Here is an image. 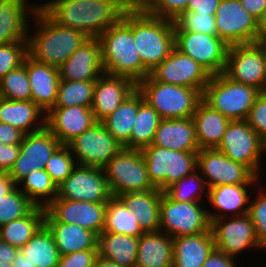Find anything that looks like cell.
Returning a JSON list of instances; mask_svg holds the SVG:
<instances>
[{
    "mask_svg": "<svg viewBox=\"0 0 266 267\" xmlns=\"http://www.w3.org/2000/svg\"><path fill=\"white\" fill-rule=\"evenodd\" d=\"M40 7L59 25L98 38L125 13L122 0H49Z\"/></svg>",
    "mask_w": 266,
    "mask_h": 267,
    "instance_id": "6da1fadb",
    "label": "cell"
},
{
    "mask_svg": "<svg viewBox=\"0 0 266 267\" xmlns=\"http://www.w3.org/2000/svg\"><path fill=\"white\" fill-rule=\"evenodd\" d=\"M33 35H28V55L35 61L59 68L89 37L80 30L54 21L41 7L33 18Z\"/></svg>",
    "mask_w": 266,
    "mask_h": 267,
    "instance_id": "7a4b0ae2",
    "label": "cell"
},
{
    "mask_svg": "<svg viewBox=\"0 0 266 267\" xmlns=\"http://www.w3.org/2000/svg\"><path fill=\"white\" fill-rule=\"evenodd\" d=\"M121 20L132 30L136 51L149 72L175 48L173 21L148 12H125Z\"/></svg>",
    "mask_w": 266,
    "mask_h": 267,
    "instance_id": "3957f363",
    "label": "cell"
},
{
    "mask_svg": "<svg viewBox=\"0 0 266 267\" xmlns=\"http://www.w3.org/2000/svg\"><path fill=\"white\" fill-rule=\"evenodd\" d=\"M98 40L106 74L128 77L136 84L150 75L136 51L132 30L122 20L105 30Z\"/></svg>",
    "mask_w": 266,
    "mask_h": 267,
    "instance_id": "277c9868",
    "label": "cell"
},
{
    "mask_svg": "<svg viewBox=\"0 0 266 267\" xmlns=\"http://www.w3.org/2000/svg\"><path fill=\"white\" fill-rule=\"evenodd\" d=\"M137 89L161 119L193 117L202 100V92L198 89L161 83L150 75L137 83Z\"/></svg>",
    "mask_w": 266,
    "mask_h": 267,
    "instance_id": "5b68a950",
    "label": "cell"
},
{
    "mask_svg": "<svg viewBox=\"0 0 266 267\" xmlns=\"http://www.w3.org/2000/svg\"><path fill=\"white\" fill-rule=\"evenodd\" d=\"M260 93L257 88L232 81L220 73L210 77L202 99L231 121L246 120Z\"/></svg>",
    "mask_w": 266,
    "mask_h": 267,
    "instance_id": "8992f818",
    "label": "cell"
},
{
    "mask_svg": "<svg viewBox=\"0 0 266 267\" xmlns=\"http://www.w3.org/2000/svg\"><path fill=\"white\" fill-rule=\"evenodd\" d=\"M141 152L150 182L161 191L197 170L198 152L175 151L155 145L145 147Z\"/></svg>",
    "mask_w": 266,
    "mask_h": 267,
    "instance_id": "52a82bcc",
    "label": "cell"
},
{
    "mask_svg": "<svg viewBox=\"0 0 266 267\" xmlns=\"http://www.w3.org/2000/svg\"><path fill=\"white\" fill-rule=\"evenodd\" d=\"M102 169L112 196L155 189L141 150L122 148Z\"/></svg>",
    "mask_w": 266,
    "mask_h": 267,
    "instance_id": "ba28073f",
    "label": "cell"
},
{
    "mask_svg": "<svg viewBox=\"0 0 266 267\" xmlns=\"http://www.w3.org/2000/svg\"><path fill=\"white\" fill-rule=\"evenodd\" d=\"M202 203L178 202L163 192L159 213L160 231L172 238L210 231L207 205L203 206Z\"/></svg>",
    "mask_w": 266,
    "mask_h": 267,
    "instance_id": "9c48e42d",
    "label": "cell"
},
{
    "mask_svg": "<svg viewBox=\"0 0 266 267\" xmlns=\"http://www.w3.org/2000/svg\"><path fill=\"white\" fill-rule=\"evenodd\" d=\"M217 149L231 160L244 164L261 178V162L263 156H266V143L246 120L231 121Z\"/></svg>",
    "mask_w": 266,
    "mask_h": 267,
    "instance_id": "30bf717a",
    "label": "cell"
},
{
    "mask_svg": "<svg viewBox=\"0 0 266 267\" xmlns=\"http://www.w3.org/2000/svg\"><path fill=\"white\" fill-rule=\"evenodd\" d=\"M224 74L232 81L266 91V49L262 42L228 48Z\"/></svg>",
    "mask_w": 266,
    "mask_h": 267,
    "instance_id": "8fae6325",
    "label": "cell"
},
{
    "mask_svg": "<svg viewBox=\"0 0 266 267\" xmlns=\"http://www.w3.org/2000/svg\"><path fill=\"white\" fill-rule=\"evenodd\" d=\"M197 170L205 179L208 188L227 184H259L263 180L247 166L231 160L217 148L198 151Z\"/></svg>",
    "mask_w": 266,
    "mask_h": 267,
    "instance_id": "7c38bea8",
    "label": "cell"
},
{
    "mask_svg": "<svg viewBox=\"0 0 266 267\" xmlns=\"http://www.w3.org/2000/svg\"><path fill=\"white\" fill-rule=\"evenodd\" d=\"M175 48L198 62L211 76L224 73L229 46L218 36L174 31Z\"/></svg>",
    "mask_w": 266,
    "mask_h": 267,
    "instance_id": "4fadbf2b",
    "label": "cell"
},
{
    "mask_svg": "<svg viewBox=\"0 0 266 267\" xmlns=\"http://www.w3.org/2000/svg\"><path fill=\"white\" fill-rule=\"evenodd\" d=\"M210 230L216 249L237 258L247 249L263 250L257 240L256 230L248 214L210 220Z\"/></svg>",
    "mask_w": 266,
    "mask_h": 267,
    "instance_id": "5bb4252c",
    "label": "cell"
},
{
    "mask_svg": "<svg viewBox=\"0 0 266 267\" xmlns=\"http://www.w3.org/2000/svg\"><path fill=\"white\" fill-rule=\"evenodd\" d=\"M67 145L78 165L101 168L123 148L101 122H96Z\"/></svg>",
    "mask_w": 266,
    "mask_h": 267,
    "instance_id": "9a60e30c",
    "label": "cell"
},
{
    "mask_svg": "<svg viewBox=\"0 0 266 267\" xmlns=\"http://www.w3.org/2000/svg\"><path fill=\"white\" fill-rule=\"evenodd\" d=\"M112 197L101 167L76 165L58 186L55 199L107 203Z\"/></svg>",
    "mask_w": 266,
    "mask_h": 267,
    "instance_id": "2e32d148",
    "label": "cell"
},
{
    "mask_svg": "<svg viewBox=\"0 0 266 267\" xmlns=\"http://www.w3.org/2000/svg\"><path fill=\"white\" fill-rule=\"evenodd\" d=\"M217 34L229 47L257 42V19L240 0H221L215 12Z\"/></svg>",
    "mask_w": 266,
    "mask_h": 267,
    "instance_id": "e0dca14e",
    "label": "cell"
},
{
    "mask_svg": "<svg viewBox=\"0 0 266 267\" xmlns=\"http://www.w3.org/2000/svg\"><path fill=\"white\" fill-rule=\"evenodd\" d=\"M61 145L58 139L45 127L25 134L20 144V154L9 171L10 177L17 184L25 176L45 169L47 161Z\"/></svg>",
    "mask_w": 266,
    "mask_h": 267,
    "instance_id": "ac0fdd59",
    "label": "cell"
},
{
    "mask_svg": "<svg viewBox=\"0 0 266 267\" xmlns=\"http://www.w3.org/2000/svg\"><path fill=\"white\" fill-rule=\"evenodd\" d=\"M107 203L54 199L45 208V222L79 225L100 235L105 225Z\"/></svg>",
    "mask_w": 266,
    "mask_h": 267,
    "instance_id": "d6986e66",
    "label": "cell"
},
{
    "mask_svg": "<svg viewBox=\"0 0 266 267\" xmlns=\"http://www.w3.org/2000/svg\"><path fill=\"white\" fill-rule=\"evenodd\" d=\"M150 76L161 83H169L200 90L202 93L211 75L194 59L174 48Z\"/></svg>",
    "mask_w": 266,
    "mask_h": 267,
    "instance_id": "ffe728a7",
    "label": "cell"
},
{
    "mask_svg": "<svg viewBox=\"0 0 266 267\" xmlns=\"http://www.w3.org/2000/svg\"><path fill=\"white\" fill-rule=\"evenodd\" d=\"M96 122L91 107L82 106L53 107L45 117V127L64 145Z\"/></svg>",
    "mask_w": 266,
    "mask_h": 267,
    "instance_id": "44dd1931",
    "label": "cell"
},
{
    "mask_svg": "<svg viewBox=\"0 0 266 267\" xmlns=\"http://www.w3.org/2000/svg\"><path fill=\"white\" fill-rule=\"evenodd\" d=\"M137 89L128 77L102 74L96 81L91 109L97 122L112 114Z\"/></svg>",
    "mask_w": 266,
    "mask_h": 267,
    "instance_id": "7402d4cb",
    "label": "cell"
},
{
    "mask_svg": "<svg viewBox=\"0 0 266 267\" xmlns=\"http://www.w3.org/2000/svg\"><path fill=\"white\" fill-rule=\"evenodd\" d=\"M60 80L96 81L104 74L98 38H89L59 68Z\"/></svg>",
    "mask_w": 266,
    "mask_h": 267,
    "instance_id": "603a6c76",
    "label": "cell"
},
{
    "mask_svg": "<svg viewBox=\"0 0 266 267\" xmlns=\"http://www.w3.org/2000/svg\"><path fill=\"white\" fill-rule=\"evenodd\" d=\"M39 7L28 0H0V45L28 41L29 22Z\"/></svg>",
    "mask_w": 266,
    "mask_h": 267,
    "instance_id": "cb8c5ba5",
    "label": "cell"
},
{
    "mask_svg": "<svg viewBox=\"0 0 266 267\" xmlns=\"http://www.w3.org/2000/svg\"><path fill=\"white\" fill-rule=\"evenodd\" d=\"M254 186L257 184H227L209 188L207 203L213 207L208 209L210 220L248 214L250 196L254 195L248 190H254Z\"/></svg>",
    "mask_w": 266,
    "mask_h": 267,
    "instance_id": "d4e9b609",
    "label": "cell"
},
{
    "mask_svg": "<svg viewBox=\"0 0 266 267\" xmlns=\"http://www.w3.org/2000/svg\"><path fill=\"white\" fill-rule=\"evenodd\" d=\"M26 70L31 87V100L46 114L56 102L59 70L57 67L35 61L29 55L26 56Z\"/></svg>",
    "mask_w": 266,
    "mask_h": 267,
    "instance_id": "484cf974",
    "label": "cell"
},
{
    "mask_svg": "<svg viewBox=\"0 0 266 267\" xmlns=\"http://www.w3.org/2000/svg\"><path fill=\"white\" fill-rule=\"evenodd\" d=\"M151 145L175 151L198 152L200 148L192 117L161 119Z\"/></svg>",
    "mask_w": 266,
    "mask_h": 267,
    "instance_id": "4316f807",
    "label": "cell"
},
{
    "mask_svg": "<svg viewBox=\"0 0 266 267\" xmlns=\"http://www.w3.org/2000/svg\"><path fill=\"white\" fill-rule=\"evenodd\" d=\"M45 117V112L32 100L0 98V123L19 128L25 134L44 129Z\"/></svg>",
    "mask_w": 266,
    "mask_h": 267,
    "instance_id": "83f0119b",
    "label": "cell"
},
{
    "mask_svg": "<svg viewBox=\"0 0 266 267\" xmlns=\"http://www.w3.org/2000/svg\"><path fill=\"white\" fill-rule=\"evenodd\" d=\"M215 248L211 230L173 238L172 267H203Z\"/></svg>",
    "mask_w": 266,
    "mask_h": 267,
    "instance_id": "f1b7e54d",
    "label": "cell"
},
{
    "mask_svg": "<svg viewBox=\"0 0 266 267\" xmlns=\"http://www.w3.org/2000/svg\"><path fill=\"white\" fill-rule=\"evenodd\" d=\"M164 191L154 190L124 193L117 197L131 210L143 232L160 230V203Z\"/></svg>",
    "mask_w": 266,
    "mask_h": 267,
    "instance_id": "f546056e",
    "label": "cell"
},
{
    "mask_svg": "<svg viewBox=\"0 0 266 267\" xmlns=\"http://www.w3.org/2000/svg\"><path fill=\"white\" fill-rule=\"evenodd\" d=\"M192 120L200 149L217 148L231 122L230 119L213 109L203 99L199 102Z\"/></svg>",
    "mask_w": 266,
    "mask_h": 267,
    "instance_id": "4dcf8cb0",
    "label": "cell"
},
{
    "mask_svg": "<svg viewBox=\"0 0 266 267\" xmlns=\"http://www.w3.org/2000/svg\"><path fill=\"white\" fill-rule=\"evenodd\" d=\"M173 238L164 232H144L138 237L135 267H172Z\"/></svg>",
    "mask_w": 266,
    "mask_h": 267,
    "instance_id": "1f68e13d",
    "label": "cell"
},
{
    "mask_svg": "<svg viewBox=\"0 0 266 267\" xmlns=\"http://www.w3.org/2000/svg\"><path fill=\"white\" fill-rule=\"evenodd\" d=\"M51 231L61 256L85 250H98V235L79 225L62 222H45Z\"/></svg>",
    "mask_w": 266,
    "mask_h": 267,
    "instance_id": "d6a6232c",
    "label": "cell"
},
{
    "mask_svg": "<svg viewBox=\"0 0 266 267\" xmlns=\"http://www.w3.org/2000/svg\"><path fill=\"white\" fill-rule=\"evenodd\" d=\"M144 101L142 94L136 89L108 117L101 121L108 132L123 146L129 149V139L139 105Z\"/></svg>",
    "mask_w": 266,
    "mask_h": 267,
    "instance_id": "836d02e7",
    "label": "cell"
},
{
    "mask_svg": "<svg viewBox=\"0 0 266 267\" xmlns=\"http://www.w3.org/2000/svg\"><path fill=\"white\" fill-rule=\"evenodd\" d=\"M98 256L126 267H135L138 252V237L113 232L98 235Z\"/></svg>",
    "mask_w": 266,
    "mask_h": 267,
    "instance_id": "e575fe53",
    "label": "cell"
},
{
    "mask_svg": "<svg viewBox=\"0 0 266 267\" xmlns=\"http://www.w3.org/2000/svg\"><path fill=\"white\" fill-rule=\"evenodd\" d=\"M45 224V208L36 206L29 214L0 226V239L19 250Z\"/></svg>",
    "mask_w": 266,
    "mask_h": 267,
    "instance_id": "d590c367",
    "label": "cell"
},
{
    "mask_svg": "<svg viewBox=\"0 0 266 267\" xmlns=\"http://www.w3.org/2000/svg\"><path fill=\"white\" fill-rule=\"evenodd\" d=\"M21 253L35 267H58L60 253L53 235L44 224L20 249Z\"/></svg>",
    "mask_w": 266,
    "mask_h": 267,
    "instance_id": "8d00e7d4",
    "label": "cell"
},
{
    "mask_svg": "<svg viewBox=\"0 0 266 267\" xmlns=\"http://www.w3.org/2000/svg\"><path fill=\"white\" fill-rule=\"evenodd\" d=\"M103 232H113L133 237H139L144 233L134 213L116 196H112L107 202Z\"/></svg>",
    "mask_w": 266,
    "mask_h": 267,
    "instance_id": "74e56055",
    "label": "cell"
},
{
    "mask_svg": "<svg viewBox=\"0 0 266 267\" xmlns=\"http://www.w3.org/2000/svg\"><path fill=\"white\" fill-rule=\"evenodd\" d=\"M17 187L36 206L43 208H46L57 197L58 193V186L45 169L25 176L17 183Z\"/></svg>",
    "mask_w": 266,
    "mask_h": 267,
    "instance_id": "f35d334b",
    "label": "cell"
},
{
    "mask_svg": "<svg viewBox=\"0 0 266 267\" xmlns=\"http://www.w3.org/2000/svg\"><path fill=\"white\" fill-rule=\"evenodd\" d=\"M161 117L145 100L139 105L129 139V149L142 150L151 146Z\"/></svg>",
    "mask_w": 266,
    "mask_h": 267,
    "instance_id": "ab89813d",
    "label": "cell"
},
{
    "mask_svg": "<svg viewBox=\"0 0 266 267\" xmlns=\"http://www.w3.org/2000/svg\"><path fill=\"white\" fill-rule=\"evenodd\" d=\"M209 188L198 170L174 182L164 190L172 200L178 202H204L208 199ZM206 196V200L204 197ZM205 200V201H203Z\"/></svg>",
    "mask_w": 266,
    "mask_h": 267,
    "instance_id": "60d3db41",
    "label": "cell"
},
{
    "mask_svg": "<svg viewBox=\"0 0 266 267\" xmlns=\"http://www.w3.org/2000/svg\"><path fill=\"white\" fill-rule=\"evenodd\" d=\"M95 81L60 80L54 107H91Z\"/></svg>",
    "mask_w": 266,
    "mask_h": 267,
    "instance_id": "b9f144b4",
    "label": "cell"
},
{
    "mask_svg": "<svg viewBox=\"0 0 266 267\" xmlns=\"http://www.w3.org/2000/svg\"><path fill=\"white\" fill-rule=\"evenodd\" d=\"M0 95L9 100H31V87L26 70V57L23 64L0 79Z\"/></svg>",
    "mask_w": 266,
    "mask_h": 267,
    "instance_id": "7bdbcfd3",
    "label": "cell"
},
{
    "mask_svg": "<svg viewBox=\"0 0 266 267\" xmlns=\"http://www.w3.org/2000/svg\"><path fill=\"white\" fill-rule=\"evenodd\" d=\"M36 205L16 186L0 197V226L29 214Z\"/></svg>",
    "mask_w": 266,
    "mask_h": 267,
    "instance_id": "ee69618b",
    "label": "cell"
},
{
    "mask_svg": "<svg viewBox=\"0 0 266 267\" xmlns=\"http://www.w3.org/2000/svg\"><path fill=\"white\" fill-rule=\"evenodd\" d=\"M215 21V15L209 13L184 11L173 21L174 31L199 32L211 36H218Z\"/></svg>",
    "mask_w": 266,
    "mask_h": 267,
    "instance_id": "f6af8a7d",
    "label": "cell"
},
{
    "mask_svg": "<svg viewBox=\"0 0 266 267\" xmlns=\"http://www.w3.org/2000/svg\"><path fill=\"white\" fill-rule=\"evenodd\" d=\"M77 165L68 145L61 144L47 161L45 170L59 186Z\"/></svg>",
    "mask_w": 266,
    "mask_h": 267,
    "instance_id": "bcb514c9",
    "label": "cell"
},
{
    "mask_svg": "<svg viewBox=\"0 0 266 267\" xmlns=\"http://www.w3.org/2000/svg\"><path fill=\"white\" fill-rule=\"evenodd\" d=\"M260 183V186L257 184L259 189H256L255 197H250L248 215L254 224L257 240L266 252V188Z\"/></svg>",
    "mask_w": 266,
    "mask_h": 267,
    "instance_id": "7dc6e473",
    "label": "cell"
},
{
    "mask_svg": "<svg viewBox=\"0 0 266 267\" xmlns=\"http://www.w3.org/2000/svg\"><path fill=\"white\" fill-rule=\"evenodd\" d=\"M28 55V41L0 45V79L23 64Z\"/></svg>",
    "mask_w": 266,
    "mask_h": 267,
    "instance_id": "c3c4849f",
    "label": "cell"
},
{
    "mask_svg": "<svg viewBox=\"0 0 266 267\" xmlns=\"http://www.w3.org/2000/svg\"><path fill=\"white\" fill-rule=\"evenodd\" d=\"M246 121L266 143V91L257 96Z\"/></svg>",
    "mask_w": 266,
    "mask_h": 267,
    "instance_id": "681fc988",
    "label": "cell"
},
{
    "mask_svg": "<svg viewBox=\"0 0 266 267\" xmlns=\"http://www.w3.org/2000/svg\"><path fill=\"white\" fill-rule=\"evenodd\" d=\"M189 0H160L149 12L151 15L174 21L187 9Z\"/></svg>",
    "mask_w": 266,
    "mask_h": 267,
    "instance_id": "f907efd6",
    "label": "cell"
},
{
    "mask_svg": "<svg viewBox=\"0 0 266 267\" xmlns=\"http://www.w3.org/2000/svg\"><path fill=\"white\" fill-rule=\"evenodd\" d=\"M98 250H85L60 256L58 267H94Z\"/></svg>",
    "mask_w": 266,
    "mask_h": 267,
    "instance_id": "816d5d0a",
    "label": "cell"
},
{
    "mask_svg": "<svg viewBox=\"0 0 266 267\" xmlns=\"http://www.w3.org/2000/svg\"><path fill=\"white\" fill-rule=\"evenodd\" d=\"M20 154V145L0 143V171L9 172Z\"/></svg>",
    "mask_w": 266,
    "mask_h": 267,
    "instance_id": "f5cc1de1",
    "label": "cell"
},
{
    "mask_svg": "<svg viewBox=\"0 0 266 267\" xmlns=\"http://www.w3.org/2000/svg\"><path fill=\"white\" fill-rule=\"evenodd\" d=\"M25 133L9 124L0 123V143L5 145H20Z\"/></svg>",
    "mask_w": 266,
    "mask_h": 267,
    "instance_id": "db71d44e",
    "label": "cell"
},
{
    "mask_svg": "<svg viewBox=\"0 0 266 267\" xmlns=\"http://www.w3.org/2000/svg\"><path fill=\"white\" fill-rule=\"evenodd\" d=\"M235 259L215 248L204 262L203 267H239L238 261Z\"/></svg>",
    "mask_w": 266,
    "mask_h": 267,
    "instance_id": "11a10c76",
    "label": "cell"
},
{
    "mask_svg": "<svg viewBox=\"0 0 266 267\" xmlns=\"http://www.w3.org/2000/svg\"><path fill=\"white\" fill-rule=\"evenodd\" d=\"M221 0H189L186 11L215 15Z\"/></svg>",
    "mask_w": 266,
    "mask_h": 267,
    "instance_id": "9f6ffc18",
    "label": "cell"
},
{
    "mask_svg": "<svg viewBox=\"0 0 266 267\" xmlns=\"http://www.w3.org/2000/svg\"><path fill=\"white\" fill-rule=\"evenodd\" d=\"M125 12H150L160 0H122Z\"/></svg>",
    "mask_w": 266,
    "mask_h": 267,
    "instance_id": "6f0895ef",
    "label": "cell"
},
{
    "mask_svg": "<svg viewBox=\"0 0 266 267\" xmlns=\"http://www.w3.org/2000/svg\"><path fill=\"white\" fill-rule=\"evenodd\" d=\"M241 6L257 20L266 8V0H240Z\"/></svg>",
    "mask_w": 266,
    "mask_h": 267,
    "instance_id": "680465c9",
    "label": "cell"
},
{
    "mask_svg": "<svg viewBox=\"0 0 266 267\" xmlns=\"http://www.w3.org/2000/svg\"><path fill=\"white\" fill-rule=\"evenodd\" d=\"M18 251V248L0 239V265L4 263L13 264Z\"/></svg>",
    "mask_w": 266,
    "mask_h": 267,
    "instance_id": "91938a15",
    "label": "cell"
},
{
    "mask_svg": "<svg viewBox=\"0 0 266 267\" xmlns=\"http://www.w3.org/2000/svg\"><path fill=\"white\" fill-rule=\"evenodd\" d=\"M17 184L10 177L9 172L0 171V197H4L9 194Z\"/></svg>",
    "mask_w": 266,
    "mask_h": 267,
    "instance_id": "94428289",
    "label": "cell"
},
{
    "mask_svg": "<svg viewBox=\"0 0 266 267\" xmlns=\"http://www.w3.org/2000/svg\"><path fill=\"white\" fill-rule=\"evenodd\" d=\"M266 40V8L262 12V15L257 20V42H263Z\"/></svg>",
    "mask_w": 266,
    "mask_h": 267,
    "instance_id": "6125c7cd",
    "label": "cell"
},
{
    "mask_svg": "<svg viewBox=\"0 0 266 267\" xmlns=\"http://www.w3.org/2000/svg\"><path fill=\"white\" fill-rule=\"evenodd\" d=\"M14 267H35L33 266L27 258L24 256L23 253L19 250L14 261H13Z\"/></svg>",
    "mask_w": 266,
    "mask_h": 267,
    "instance_id": "be15d7a7",
    "label": "cell"
},
{
    "mask_svg": "<svg viewBox=\"0 0 266 267\" xmlns=\"http://www.w3.org/2000/svg\"><path fill=\"white\" fill-rule=\"evenodd\" d=\"M94 267H126V266L119 265L116 262L98 256L94 263Z\"/></svg>",
    "mask_w": 266,
    "mask_h": 267,
    "instance_id": "e7e4bbea",
    "label": "cell"
},
{
    "mask_svg": "<svg viewBox=\"0 0 266 267\" xmlns=\"http://www.w3.org/2000/svg\"><path fill=\"white\" fill-rule=\"evenodd\" d=\"M0 267H14V266L13 264L4 263V264H1Z\"/></svg>",
    "mask_w": 266,
    "mask_h": 267,
    "instance_id": "03108f58",
    "label": "cell"
},
{
    "mask_svg": "<svg viewBox=\"0 0 266 267\" xmlns=\"http://www.w3.org/2000/svg\"><path fill=\"white\" fill-rule=\"evenodd\" d=\"M263 46L265 47L266 49V40L262 42Z\"/></svg>",
    "mask_w": 266,
    "mask_h": 267,
    "instance_id": "003e7915",
    "label": "cell"
}]
</instances>
